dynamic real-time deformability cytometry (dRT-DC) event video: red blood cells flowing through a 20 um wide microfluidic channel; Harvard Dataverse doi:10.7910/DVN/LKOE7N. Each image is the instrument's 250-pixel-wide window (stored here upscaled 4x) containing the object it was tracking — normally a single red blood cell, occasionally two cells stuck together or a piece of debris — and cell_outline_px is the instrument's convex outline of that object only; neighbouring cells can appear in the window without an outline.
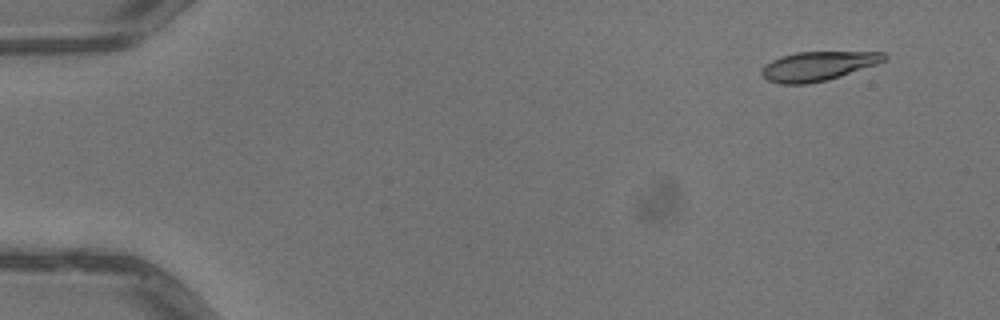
{"species": "common noctule bat (a hibernating species)", "species_latin": "Nyctalus noctula", "temperature_condition": "warm", "stored_images_in_passage": 5, "camera_frame_rate_fps": 3000, "um_per_image_px": 0.085, "animal": {"sex": "male", "body_mass_g": 13.3}, "frame": {"image": 1, "passage_image": 2, "time_ms": 0.333, "image_size_px": [1000, 320], "cell_outline_px": [[888, 56], [884, 60], [876, 64], [828, 80], [808, 84], [780, 84], [768, 80], [760, 76], [760, 68], [764, 64], [780, 56], [796, 52], [884, 52]], "centroid_in_image_um": [69.45, 5.62], "position_along_channel_um": 15.6, "area_um2": 20.98}}
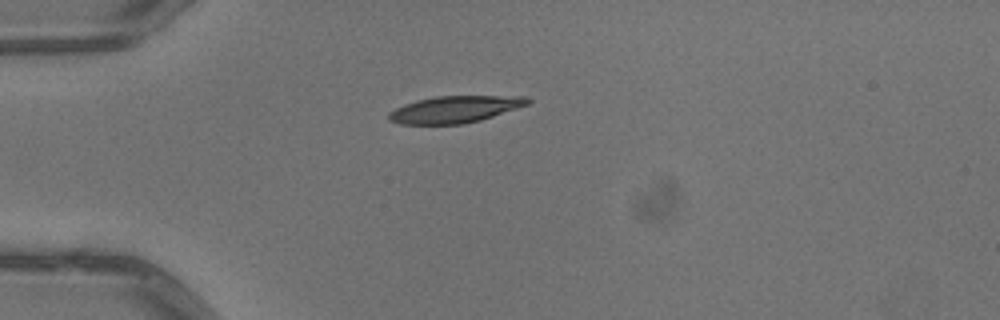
{"frame": {"image": 2, "passage_image": 5, "time_ms": 1.333, "image_size_px": [1000, 320], "cell_outline_px": [[532, 100], [528, 104], [480, 120], [460, 124], [400, 124], [388, 120], [388, 112], [404, 104], [416, 100], [436, 96], [528, 96]], "centroid_in_image_um": [38.63, 9.29], "position_along_channel_um": 46.4, "area_um2": 21.62}}